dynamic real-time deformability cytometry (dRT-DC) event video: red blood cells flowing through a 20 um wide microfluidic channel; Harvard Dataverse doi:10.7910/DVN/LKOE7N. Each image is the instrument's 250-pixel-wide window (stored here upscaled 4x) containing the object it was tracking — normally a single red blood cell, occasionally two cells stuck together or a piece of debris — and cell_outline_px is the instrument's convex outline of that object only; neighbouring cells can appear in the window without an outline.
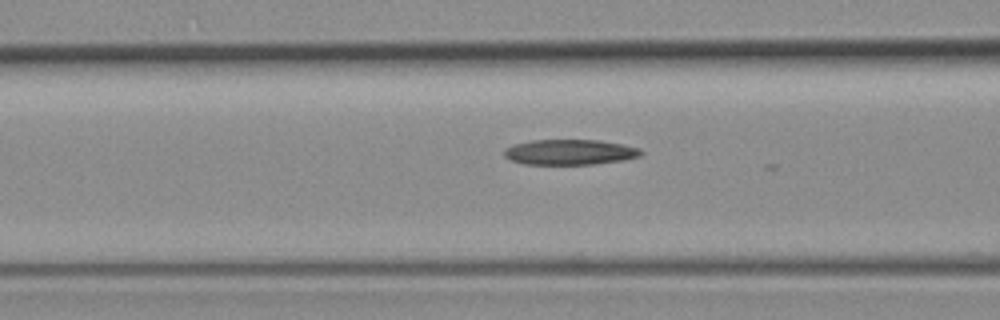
{"species": "common noctule bat (a hibernating species)", "species_latin": "Nyctalus noctula", "temperature_condition": "room temperature", "stored_images_in_passage": 12, "camera_frame_rate_fps": 3000, "um_per_image_px": 0.085, "animal": {"sex": "female", "body_mass_g": 19.3, "forearm_length_mm": 54.1}, "frame": {"image": 1, "passage_image": 10, "time_ms": 3.0, "image_size_px": [1000, 320], "cell_outline_px": [[644, 152], [640, 156], [624, 160], [592, 164], [524, 164], [508, 160], [504, 156], [504, 148], [512, 144], [532, 140], [600, 140], [640, 148]], "centroid_in_image_um": [48.4, 12.93], "position_along_channel_um": 118.2, "area_um2": 20.35}}